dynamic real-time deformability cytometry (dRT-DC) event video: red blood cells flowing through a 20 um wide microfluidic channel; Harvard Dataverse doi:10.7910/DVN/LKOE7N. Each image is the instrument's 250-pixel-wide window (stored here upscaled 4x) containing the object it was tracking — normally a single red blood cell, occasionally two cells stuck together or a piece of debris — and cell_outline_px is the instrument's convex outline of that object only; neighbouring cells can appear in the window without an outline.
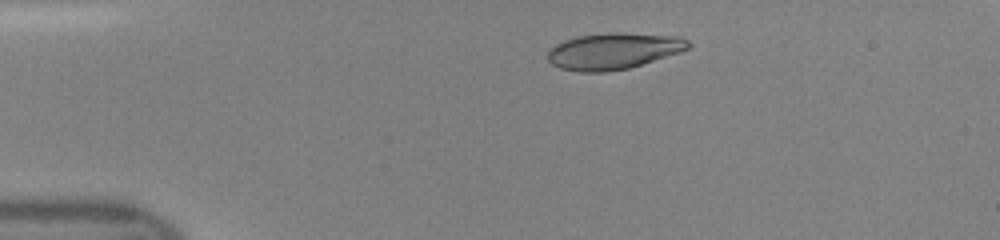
{"species": "human", "species_latin": "Homo sapiens", "temperature_condition": "room temperature", "stored_images_in_passage": 20, "camera_frame_rate_fps": 3000, "um_per_image_px": 0.085, "donor": {"sex": "female"}, "frame": {"image": 1, "passage_image": 3, "time_ms": 0.667, "image_size_px": [1000, 240], "cell_outline_px": [[692, 44], [688, 48], [680, 52], [628, 68], [604, 72], [580, 72], [560, 68], [552, 64], [548, 60], [548, 52], [556, 44], [564, 40], [576, 36], [608, 32], [680, 36], [688, 40]], "centroid_in_image_um": [52.14, 4.33], "position_along_channel_um": 32.9, "area_um2": 29.65}}
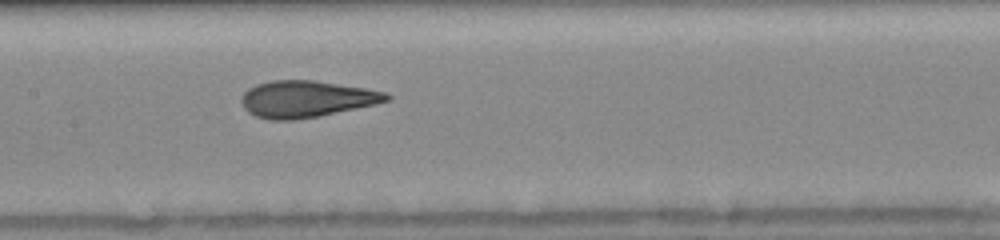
{"frame": {"image": 2, "passage_image": 9, "time_ms": 2.667, "image_size_px": [1000, 240], "cell_outline_px": [[392, 96], [388, 100], [376, 104], [320, 116], [292, 120], [268, 120], [256, 116], [248, 112], [244, 108], [240, 100], [240, 96], [248, 88], [256, 84], [272, 80], [312, 80], [364, 88], [388, 92]], "centroid_in_image_um": [26.01, 8.42], "position_along_channel_um": 181.4, "area_um2": 31.1}}
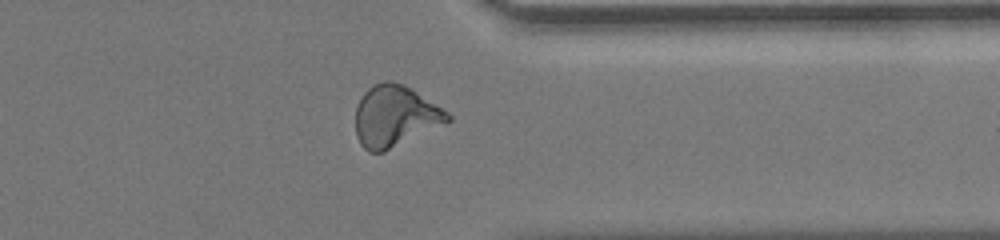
{"frame": {"image": 3, "passage_image": 17, "time_ms": 5.333, "image_size_px": [1000, 240], "cell_outline_px": [[452, 120], [448, 124], [384, 152], [368, 152], [360, 144], [356, 136], [356, 104], [360, 96], [372, 84], [384, 80], [392, 80], [404, 84], [412, 88], [448, 112], [452, 116]], "centroid_in_image_um": [33.59, 9.87], "position_along_channel_um": 377.8, "area_um2": 33.7}}